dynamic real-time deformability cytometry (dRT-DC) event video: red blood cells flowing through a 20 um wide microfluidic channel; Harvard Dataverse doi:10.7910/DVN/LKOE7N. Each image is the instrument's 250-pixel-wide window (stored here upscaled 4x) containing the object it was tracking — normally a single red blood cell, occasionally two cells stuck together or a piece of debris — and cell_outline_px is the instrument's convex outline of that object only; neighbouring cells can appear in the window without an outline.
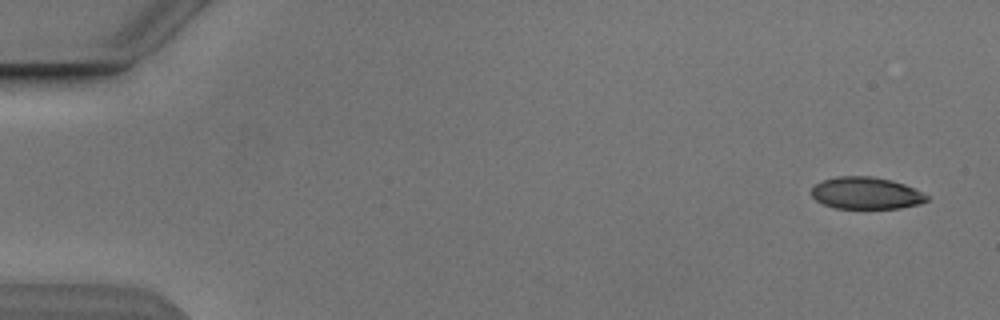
{"species": "Egyptian fruit bat (a non-hibernating species)", "species_latin": "Rousettus aegyptiacus", "temperature_condition": "cold", "stored_images_in_passage": 4, "camera_frame_rate_fps": 3000, "um_per_image_px": 0.085, "animal": {"sex": "male"}, "frame": {"image": 1, "passage_image": 1, "time_ms": 0.0, "image_size_px": [1000, 320], "cell_outline_px": [[928, 200], [920, 204], [900, 208], [836, 208], [824, 204], [816, 200], [812, 196], [812, 188], [816, 184], [824, 180], [836, 176], [872, 176], [892, 180], [904, 184], [928, 196]], "centroid_in_image_um": [73.61, 16.41], "position_along_channel_um": 11.4, "area_um2": 21.33}}